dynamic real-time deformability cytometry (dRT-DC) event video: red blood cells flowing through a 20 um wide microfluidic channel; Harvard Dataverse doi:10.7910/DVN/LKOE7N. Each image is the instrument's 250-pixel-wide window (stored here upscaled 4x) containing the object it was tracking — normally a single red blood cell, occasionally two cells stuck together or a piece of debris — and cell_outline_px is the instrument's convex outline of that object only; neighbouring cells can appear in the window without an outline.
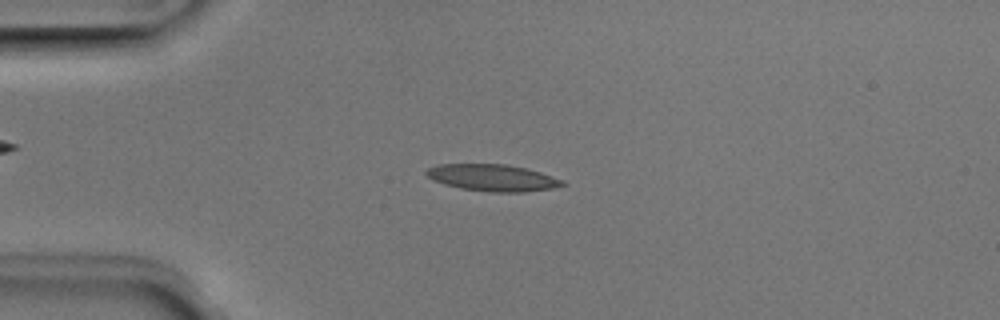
{"species": "Egyptian fruit bat (a non-hibernating species)", "species_latin": "Rousettus aegyptiacus", "temperature_condition": "room temperature", "stored_images_in_passage": 42, "camera_frame_rate_fps": 3000, "um_per_image_px": 0.085, "animal": {"sex": "male"}, "frame": {"image": 1, "passage_image": 4, "time_ms": 1.0, "image_size_px": [1000, 320], "cell_outline_px": [[568, 184], [552, 188], [524, 192], [492, 192], [460, 188], [444, 184], [432, 180], [424, 172], [428, 168], [440, 164], [504, 164], [524, 168], [540, 172], [564, 180]], "centroid_in_image_um": [41.87, 15.11], "position_along_channel_um": 43.1, "area_um2": 21.15}}
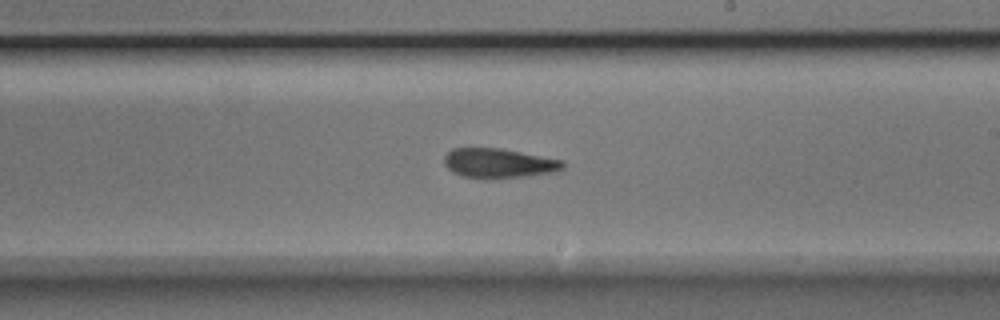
{"frame": {"image": 2, "passage_image": 21, "time_ms": 6.667, "image_size_px": [1000, 320], "cell_outline_px": [[564, 168], [552, 172], [528, 176], [488, 180], [464, 176], [452, 172], [444, 164], [444, 156], [452, 148], [500, 148], [564, 160]], "centroid_in_image_um": [42.38, 13.88], "position_along_channel_um": 246.6, "area_um2": 20.69}}
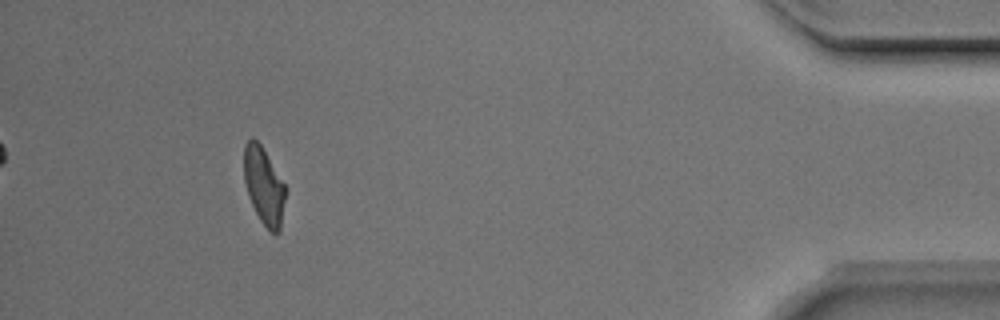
{"frame": {"image": 3, "passage_image": 38, "time_ms": 12.333, "image_size_px": [1000, 320], "cell_outline_px": [[288, 188], [280, 228], [276, 236], [260, 220], [248, 196], [244, 180], [244, 144], [252, 136], [260, 144]], "centroid_in_image_um": [22.45, 15.79], "position_along_channel_um": 412.7, "area_um2": 18.79}, "authors_computed_cell_mechanics": {"area_um2": 20.4034, "velocity_mm_per_s": 4.0083, "shape_relaxation_time_tau1_ms": null, "shape_relaxation_time_tau2_ms": 4.5423, "deformation_change_tau1": null, "deformation_change_tau2": 0.1569}}